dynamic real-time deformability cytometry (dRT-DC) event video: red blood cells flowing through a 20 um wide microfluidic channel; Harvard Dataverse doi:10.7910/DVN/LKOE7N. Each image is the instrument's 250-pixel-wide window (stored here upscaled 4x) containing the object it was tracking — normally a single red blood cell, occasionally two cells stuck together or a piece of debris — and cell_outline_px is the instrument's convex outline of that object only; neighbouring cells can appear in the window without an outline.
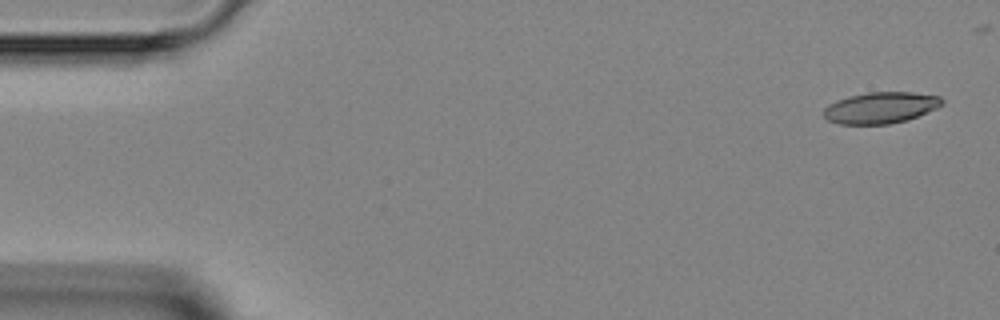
{"species": "Egyptian fruit bat (a non-hibernating species)", "species_latin": "Rousettus aegyptiacus", "temperature_condition": "room temperature", "stored_images_in_passage": 4, "camera_frame_rate_fps": 3000, "um_per_image_px": 0.085, "animal": {"sex": "female"}, "frame": {"image": 1, "passage_image": 1, "time_ms": 0.0, "image_size_px": [1000, 320], "cell_outline_px": [[944, 104], [936, 108], [908, 120], [888, 124], [840, 124], [828, 120], [824, 116], [824, 108], [828, 104], [836, 100], [848, 96], [868, 92], [912, 92], [940, 96], [944, 100]], "centroid_in_image_um": [74.86, 9.15], "position_along_channel_um": 10.1, "area_um2": 21.68}}